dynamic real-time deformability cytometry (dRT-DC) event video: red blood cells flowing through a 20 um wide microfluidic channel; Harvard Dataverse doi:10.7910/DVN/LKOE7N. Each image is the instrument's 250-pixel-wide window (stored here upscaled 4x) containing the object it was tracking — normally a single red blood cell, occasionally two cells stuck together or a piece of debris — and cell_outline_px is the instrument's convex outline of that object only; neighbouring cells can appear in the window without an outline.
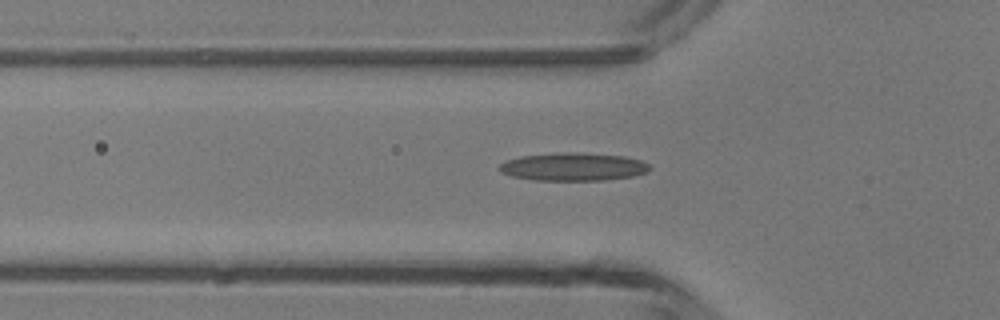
{"species": "common noctule bat (a hibernating species)", "species_latin": "Nyctalus noctula", "temperature_condition": "room temperature", "stored_images_in_passage": 6, "camera_frame_rate_fps": 3000, "um_per_image_px": 0.085, "animal": {"sex": "male", "body_mass_g": 13.3}, "frame": {"image": 1, "passage_image": 6, "time_ms": 6.0, "image_size_px": [1000, 320], "cell_outline_px": [[652, 168], [648, 172], [632, 176], [604, 180], [536, 180], [512, 176], [500, 172], [500, 164], [504, 160], [520, 156], [556, 152], [576, 152], [624, 156], [640, 160], [648, 164]], "centroid_in_image_um": [48.72, 14.16], "position_along_channel_um": 77.1, "area_um2": 24.62}}